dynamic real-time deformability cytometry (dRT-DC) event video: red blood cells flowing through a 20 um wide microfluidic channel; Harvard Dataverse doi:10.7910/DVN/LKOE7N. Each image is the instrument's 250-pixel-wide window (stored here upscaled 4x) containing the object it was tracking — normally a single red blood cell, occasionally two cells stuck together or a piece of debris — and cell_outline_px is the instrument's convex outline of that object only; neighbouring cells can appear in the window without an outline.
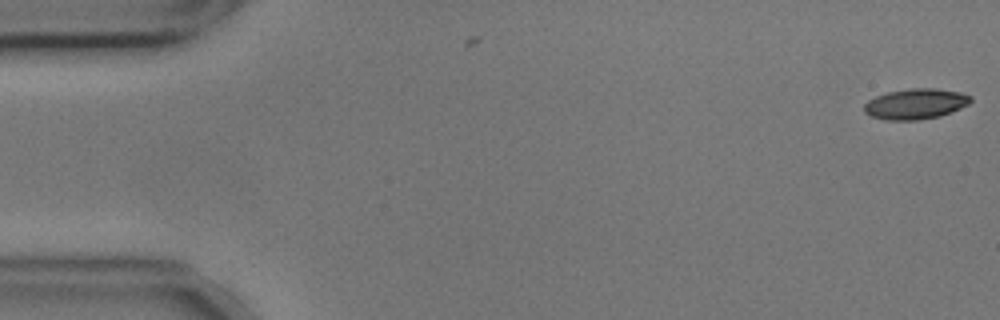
{"species": "common noctule bat (a hibernating species)", "species_latin": "Nyctalus noctula", "temperature_condition": "cold", "stored_images_in_passage": 55, "camera_frame_rate_fps": 3000, "um_per_image_px": 0.085, "animal": {"sex": "male", "body_mass_g": 17.9, "forearm_length_mm": 54.2}, "frame": {"image": 1, "passage_image": 1, "time_ms": 0.0, "image_size_px": [1000, 320], "cell_outline_px": [[972, 100], [968, 104], [960, 108], [940, 116], [916, 120], [884, 120], [872, 116], [864, 112], [864, 104], [868, 100], [876, 96], [888, 92], [908, 88], [936, 88], [960, 92], [972, 96]], "centroid_in_image_um": [77.82, 8.82], "position_along_channel_um": 7.2, "area_um2": 18.96}}
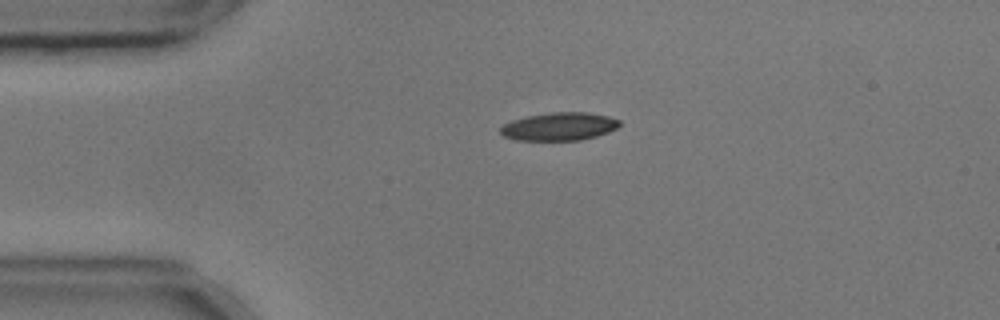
{"frame": {"image": 2, "passage_image": 12, "time_ms": 3.667, "image_size_px": [1000, 320], "cell_outline_px": [[620, 124], [616, 128], [608, 132], [596, 136], [580, 140], [516, 140], [504, 136], [500, 132], [500, 128], [504, 124], [512, 120], [524, 116], [552, 112], [588, 112], [608, 116], [620, 120]], "centroid_in_image_um": [47.52, 10.74], "position_along_channel_um": 37.5, "area_um2": 19.48}}
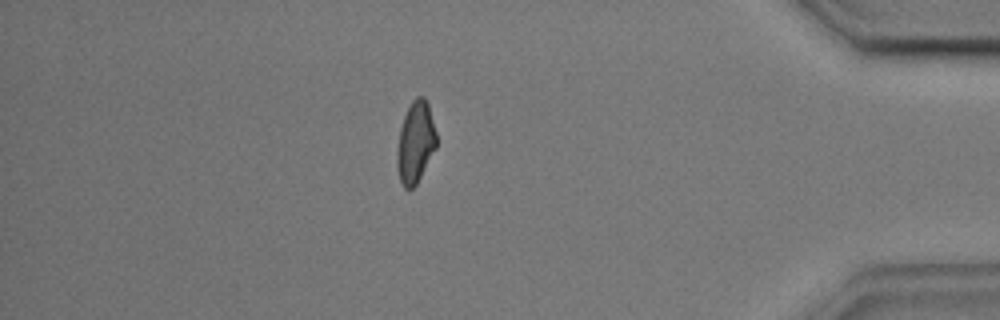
{"frame": {"image": 3, "passage_image": 48, "time_ms": 15.667, "image_size_px": [1000, 320], "cell_outline_px": [[436, 148], [416, 184], [412, 188], [404, 188], [400, 180], [396, 168], [396, 152], [400, 128], [404, 116], [412, 100], [416, 96], [424, 96], [428, 104], [436, 132]], "centroid_in_image_um": [35.3, 12.09], "position_along_channel_um": 399.9, "area_um2": 18.67}, "authors_computed_cell_mechanics": {"area_um2": 19.4208, "velocity_mm_per_s": 3.5779, "shape_relaxation_time_tau1_ms": 4.9877, "shape_relaxation_time_tau2_ms": 3.3549, "deformation_change_tau1": 0.1225, "deformation_change_tau2": 0.095}}